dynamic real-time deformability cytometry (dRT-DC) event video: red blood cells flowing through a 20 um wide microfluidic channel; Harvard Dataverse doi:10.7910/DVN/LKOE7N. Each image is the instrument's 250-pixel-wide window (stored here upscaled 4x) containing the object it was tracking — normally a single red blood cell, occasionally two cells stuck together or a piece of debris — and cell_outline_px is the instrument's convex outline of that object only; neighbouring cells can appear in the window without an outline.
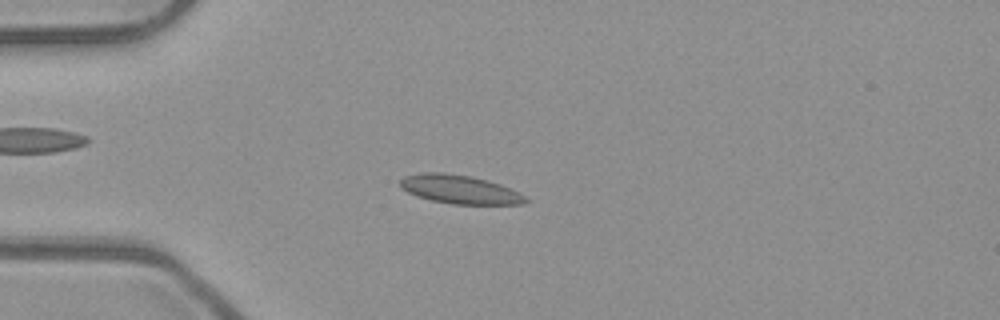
{"species": "common noctule bat (a hibernating species)", "species_latin": "Nyctalus noctula", "temperature_condition": "room temperature", "stored_images_in_passage": 53, "camera_frame_rate_fps": 3000, "um_per_image_px": 0.085, "animal": {"sex": "male", "body_mass_g": 23.1, "forearm_length_mm": 52.7}, "frame": {"image": 1, "passage_image": 14, "time_ms": 4.333, "image_size_px": [1000, 320], "cell_outline_px": [[528, 200], [524, 204], [452, 204], [432, 200], [416, 196], [400, 188], [400, 180], [404, 176], [420, 172], [444, 172], [472, 176], [488, 180], [500, 184], [520, 192]], "centroid_in_image_um": [39.06, 16.08], "position_along_channel_um": 45.9, "area_um2": 21.1}}
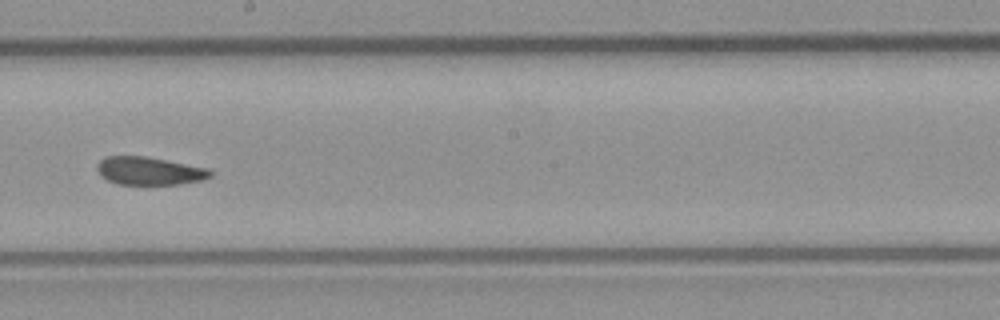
{"frame": {"image": 2, "passage_image": 30, "time_ms": 9.667, "image_size_px": [1000, 320], "cell_outline_px": [[212, 176], [200, 180], [180, 184], [116, 184], [100, 176], [96, 168], [96, 164], [104, 156], [144, 156], [208, 168], [212, 172]], "centroid_in_image_um": [12.64, 14.52], "position_along_channel_um": 235.6, "area_um2": 18.44}}
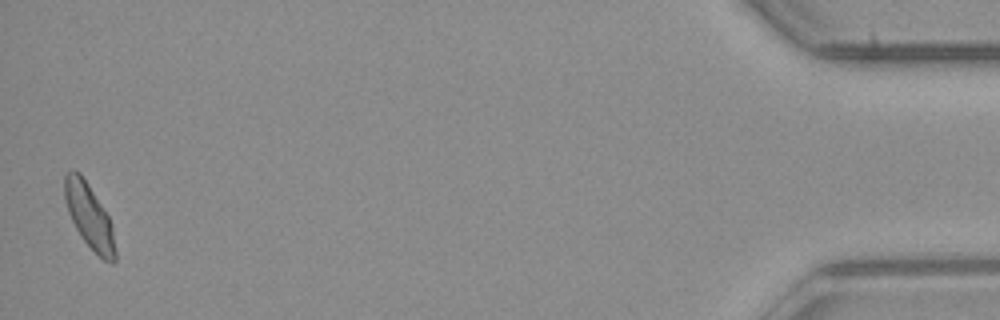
{"frame": {"image": 3, "passage_image": 52, "time_ms": 17.0, "image_size_px": [1000, 320], "cell_outline_px": [[116, 260], [112, 264], [104, 260], [80, 236], [68, 212], [64, 196], [64, 176], [68, 172], [80, 172], [88, 184], [108, 216], [112, 224], [116, 252]], "centroid_in_image_um": [7.59, 18.39], "position_along_channel_um": 427.6, "area_um2": 18.67}, "authors_computed_cell_mechanics": {"area_um2": 19.4786, "velocity_mm_per_s": 3.9203, "shape_relaxation_time_tau1_ms": null, "shape_relaxation_time_tau2_ms": 2.3703, "deformation_change_tau1": null, "deformation_change_tau2": 0.0654}}